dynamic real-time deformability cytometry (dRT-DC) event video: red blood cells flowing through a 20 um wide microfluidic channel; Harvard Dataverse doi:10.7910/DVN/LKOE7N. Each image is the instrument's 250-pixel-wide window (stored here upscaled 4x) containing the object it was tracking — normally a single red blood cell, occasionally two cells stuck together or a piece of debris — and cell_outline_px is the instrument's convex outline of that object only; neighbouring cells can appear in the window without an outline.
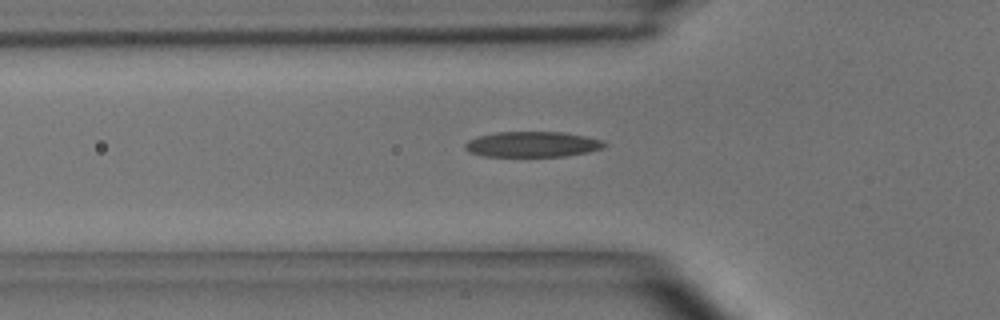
{"species": "common noctule bat (a hibernating species)", "species_latin": "Nyctalus noctula", "temperature_condition": "room temperature", "stored_images_in_passage": 36, "camera_frame_rate_fps": 3000, "um_per_image_px": 0.085, "animal": {"sex": "male", "body_mass_g": 15.6}, "frame": {"image": 1, "passage_image": 5, "time_ms": 1.333, "image_size_px": [1000, 320], "cell_outline_px": [[608, 144], [604, 148], [588, 152], [564, 156], [484, 156], [468, 152], [464, 148], [464, 144], [468, 140], [476, 136], [496, 132], [560, 132], [584, 136], [604, 140]], "centroid_in_image_um": [45.24, 12.26], "position_along_channel_um": 80.6, "area_um2": 20.81}}
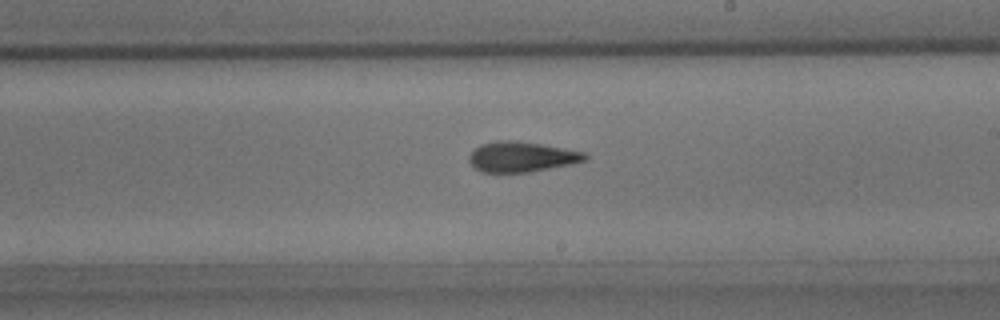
{"frame": {"image": 2, "passage_image": 17, "time_ms": 5.333, "image_size_px": [1000, 320], "cell_outline_px": [[588, 160], [572, 164], [528, 172], [480, 172], [468, 160], [468, 156], [480, 144], [496, 140], [516, 140], [588, 152]], "centroid_in_image_um": [44.37, 13.32], "position_along_channel_um": 244.6, "area_um2": 20.58}}
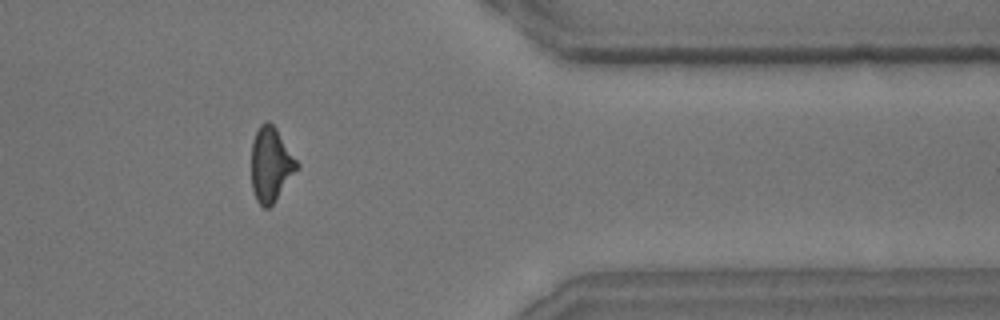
{"frame": {"image": 3, "passage_image": 29, "time_ms": 9.333, "image_size_px": [1000, 320], "cell_outline_px": [[300, 168], [276, 200], [268, 208], [264, 208], [256, 200], [252, 188], [252, 140], [260, 124], [264, 120], [268, 120], [276, 128], [300, 164]], "centroid_in_image_um": [23.04, 13.98], "position_along_channel_um": 388.4, "area_um2": 20.0}, "authors_computed_cell_mechanics": {"area_um2": 19.9699, "velocity_mm_per_s": 4.0698, "shape_relaxation_time_tau1_ms": 5.5776, "shape_relaxation_time_tau2_ms": 3.2018, "deformation_change_tau1": 0.1855, "deformation_change_tau2": 0.1398}}